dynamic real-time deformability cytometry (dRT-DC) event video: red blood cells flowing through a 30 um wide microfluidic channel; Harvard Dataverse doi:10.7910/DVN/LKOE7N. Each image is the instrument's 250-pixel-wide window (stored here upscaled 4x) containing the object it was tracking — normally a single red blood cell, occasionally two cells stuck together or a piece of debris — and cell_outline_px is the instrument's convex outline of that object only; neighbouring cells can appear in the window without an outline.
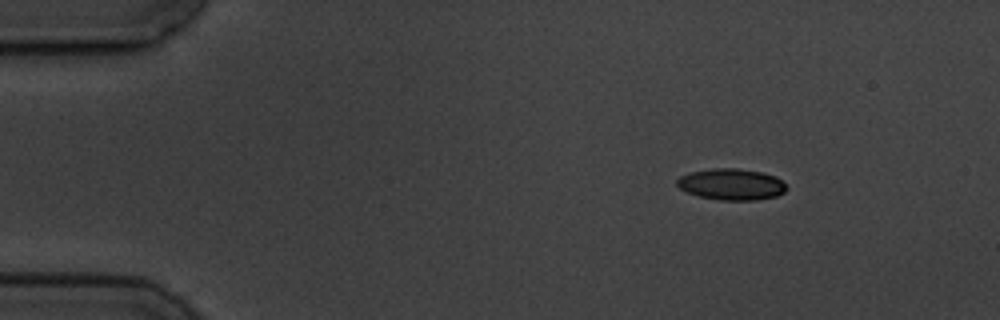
{"species": "common noctule bat (a hibernating species)", "species_latin": "Nyctalus noctula", "temperature_condition": "cold", "stored_images_in_passage": 10, "camera_frame_rate_fps": 3000, "um_per_image_px": 0.085, "animal": {"sex": "male", "body_mass_g": 19.5, "forearm_length_mm": 54.6}, "frame": {"image": 1, "passage_image": 1, "time_ms": 0.0, "image_size_px": [1000, 320], "cell_outline_px": [[788, 188], [784, 192], [776, 196], [756, 200], [720, 200], [700, 196], [688, 192], [680, 188], [676, 184], [676, 180], [680, 176], [692, 172], [712, 168], [736, 168], [760, 172], [776, 176]], "centroid_in_image_um": [62.17, 15.66], "position_along_channel_um": 22.8, "area_um2": 19.83}}
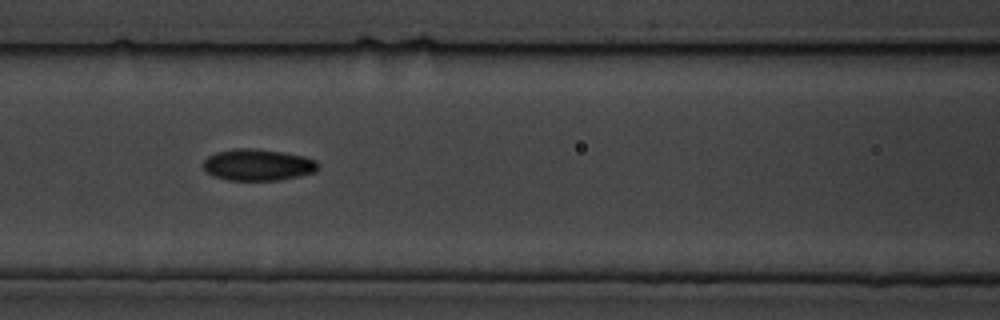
{"frame": {"image": 2, "passage_image": 6, "time_ms": 5.667, "image_size_px": [1000, 320], "cell_outline_px": [[320, 164], [316, 172], [276, 180], [228, 180], [212, 176], [204, 168], [204, 160], [208, 156], [216, 152], [236, 148], [252, 148], [284, 152], [304, 156], [316, 160]], "centroid_in_image_um": [21.93, 14.0], "position_along_channel_um": 144.7, "area_um2": 21.1}}
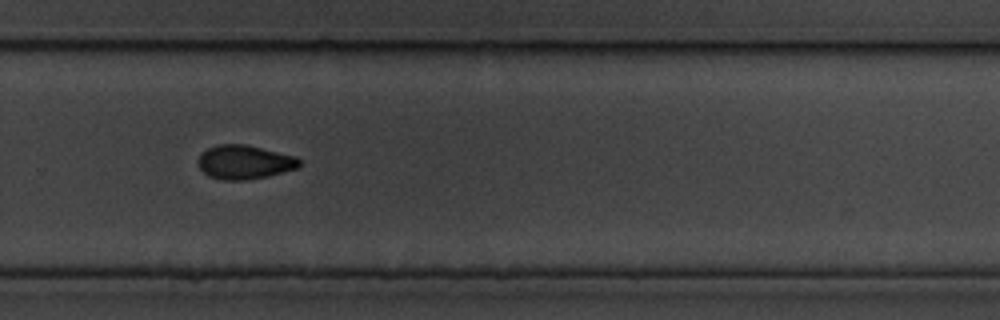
{"frame": {"image": 3, "passage_image": 10, "time_ms": 10.333, "image_size_px": [1000, 320], "cell_outline_px": [[300, 164], [296, 168], [268, 176], [244, 180], [224, 180], [208, 176], [200, 168], [196, 160], [208, 148], [216, 144], [244, 144], [296, 156], [300, 160]], "centroid_in_image_um": [20.76, 13.78], "position_along_channel_um": 309.0, "area_um2": 19.88}}